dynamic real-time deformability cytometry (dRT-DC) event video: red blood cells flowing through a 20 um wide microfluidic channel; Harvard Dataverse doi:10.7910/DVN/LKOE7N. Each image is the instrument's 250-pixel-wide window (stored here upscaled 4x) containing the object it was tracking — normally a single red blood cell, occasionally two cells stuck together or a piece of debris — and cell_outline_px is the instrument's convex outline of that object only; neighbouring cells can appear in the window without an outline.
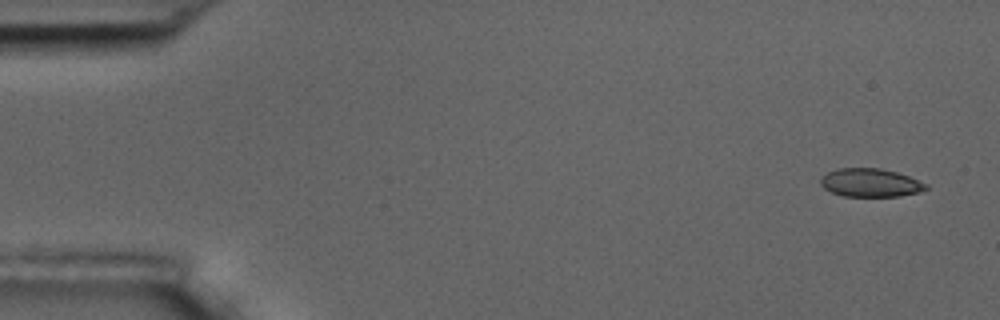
{"species": "common noctule bat (a hibernating species)", "species_latin": "Nyctalus noctula", "temperature_condition": "room temperature", "stored_images_in_passage": 6, "camera_frame_rate_fps": 3000, "um_per_image_px": 0.085, "animal": {"sex": "male", "body_mass_g": 17.5, "forearm_length_mm": 52.3}, "frame": {"image": 1, "passage_image": 1, "time_ms": 0.0, "image_size_px": [1000, 320], "cell_outline_px": [[928, 188], [920, 192], [900, 196], [844, 196], [832, 192], [824, 188], [820, 184], [820, 176], [828, 172], [840, 168], [880, 168], [896, 172], [908, 176], [928, 184]], "centroid_in_image_um": [73.98, 15.53], "position_along_channel_um": 11.0, "area_um2": 17.4}}
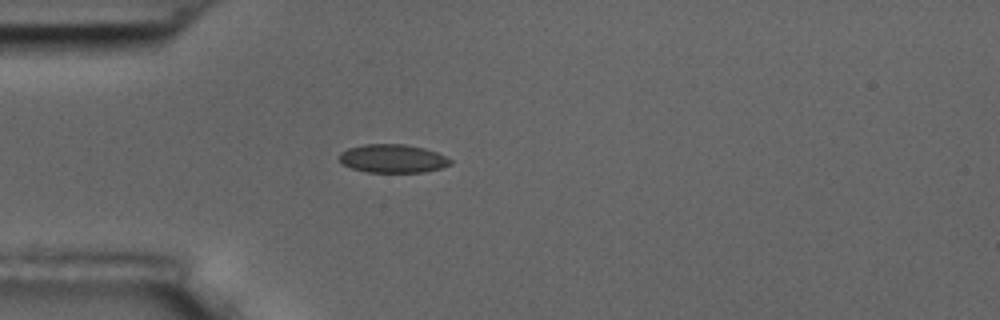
{"frame": {"image": 2, "passage_image": 5, "time_ms": 4.333, "image_size_px": [1000, 320], "cell_outline_px": [[452, 164], [440, 168], [424, 172], [368, 172], [352, 168], [344, 164], [336, 156], [340, 152], [348, 148], [364, 144], [404, 144], [424, 148], [436, 152], [452, 160]], "centroid_in_image_um": [33.36, 13.47], "position_along_channel_um": 51.6, "area_um2": 18.38}}